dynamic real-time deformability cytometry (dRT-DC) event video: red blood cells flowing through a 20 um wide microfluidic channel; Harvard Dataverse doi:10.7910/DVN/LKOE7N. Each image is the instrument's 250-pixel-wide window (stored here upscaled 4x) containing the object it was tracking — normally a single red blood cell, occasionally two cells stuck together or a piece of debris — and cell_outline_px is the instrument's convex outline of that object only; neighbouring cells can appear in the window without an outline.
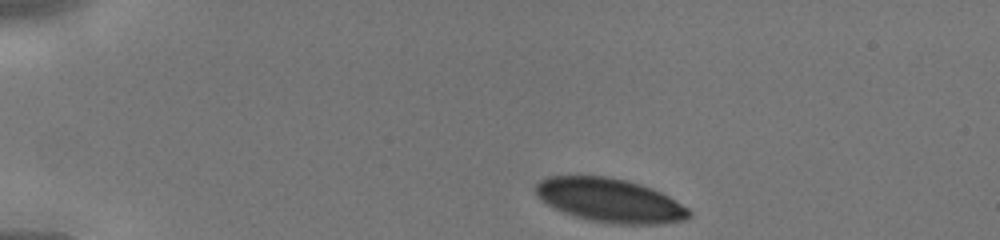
{"species": "human", "species_latin": "Homo sapiens", "temperature_condition": "cold", "stored_images_in_passage": 32, "camera_frame_rate_fps": 3000, "um_per_image_px": 0.085, "donor": {"sex": "male"}, "frame": {"image": 1, "passage_image": 1, "time_ms": 0.0, "image_size_px": [1000, 240], "cell_outline_px": [[692, 216], [684, 220], [656, 224], [620, 224], [588, 220], [576, 216], [556, 208], [548, 204], [536, 192], [536, 184], [540, 180], [548, 176], [604, 176], [628, 180], [652, 188], [668, 196], [688, 208], [692, 212]], "centroid_in_image_um": [51.89, 17.02], "position_along_channel_um": 33.1, "area_um2": 38.73}}
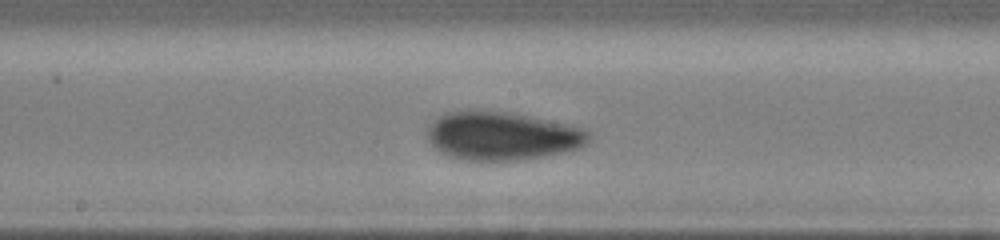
{"frame": {"image": 2, "passage_image": 17, "time_ms": 5.333, "image_size_px": [1000, 240], "cell_outline_px": [[588, 140], [580, 148], [564, 152], [544, 156], [520, 160], [464, 160], [448, 156], [440, 152], [428, 140], [428, 124], [432, 120], [444, 112], [468, 108], [508, 112], [568, 124], [584, 128], [588, 132]], "centroid_in_image_um": [42.61, 11.53], "position_along_channel_um": 205.6, "area_um2": 45.95}}
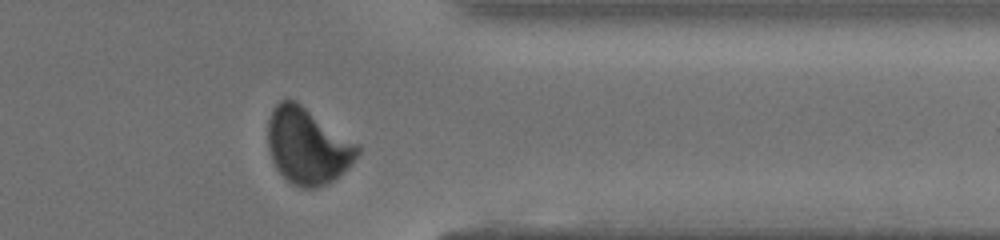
{"frame": {"image": 3, "passage_image": 29, "time_ms": 9.333, "image_size_px": [1000, 240], "cell_outline_px": [[360, 152], [348, 168], [344, 172], [332, 180], [316, 188], [304, 188], [292, 184], [276, 168], [272, 160], [268, 148], [268, 120], [272, 108], [280, 100], [296, 100], [360, 144]], "centroid_in_image_um": [26.15, 12.38], "position_along_channel_um": 385.2, "area_um2": 40.0}}